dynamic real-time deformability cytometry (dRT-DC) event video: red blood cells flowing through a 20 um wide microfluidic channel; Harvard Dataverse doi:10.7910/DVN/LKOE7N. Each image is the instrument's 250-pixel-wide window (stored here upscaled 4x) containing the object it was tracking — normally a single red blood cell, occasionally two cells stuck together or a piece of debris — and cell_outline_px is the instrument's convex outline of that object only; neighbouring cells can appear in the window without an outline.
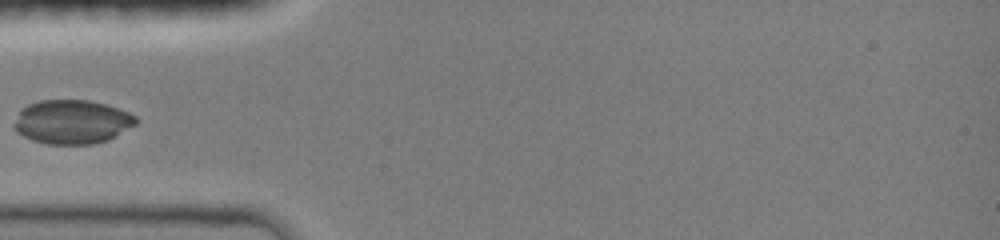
{"species": "common noctule bat (a hibernating species)", "species_latin": "Nyctalus noctula", "temperature_condition": "room temperature", "stored_images_in_passage": 16, "camera_frame_rate_fps": 3000, "um_per_image_px": 0.085, "animal": {"sex": "female", "body_mass_g": 19.0, "forearm_length_mm": 51.5}, "frame": {"image": 1, "passage_image": 1, "time_ms": 0.0, "image_size_px": [1000, 240], "cell_outline_px": [[136, 124], [116, 136], [108, 140], [92, 144], [48, 144], [32, 140], [16, 132], [12, 128], [12, 124], [20, 108], [28, 104], [40, 100], [88, 100], [104, 104], [128, 112], [136, 116]], "centroid_in_image_um": [6.07, 10.36], "position_along_channel_um": 78.9, "area_um2": 31.39}}
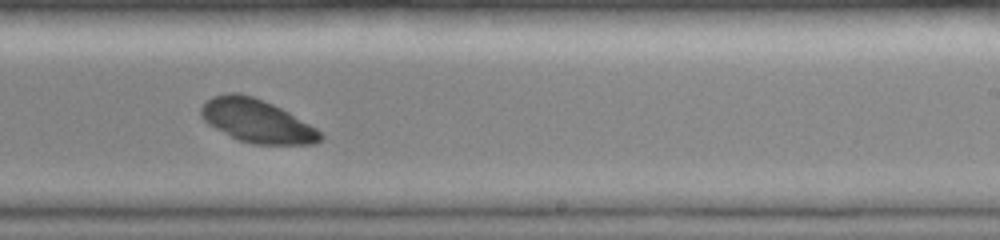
{"frame": {"image": 2, "passage_image": 9, "time_ms": 4.667, "image_size_px": [1000, 240], "cell_outline_px": [[324, 136], [320, 140], [312, 144], [252, 144], [240, 140], [208, 124], [200, 116], [200, 108], [212, 96], [228, 92], [236, 92], [252, 96], [272, 104], [288, 112], [316, 128]], "centroid_in_image_um": [21.81, 10.27], "position_along_channel_um": 267.2, "area_um2": 29.65}}
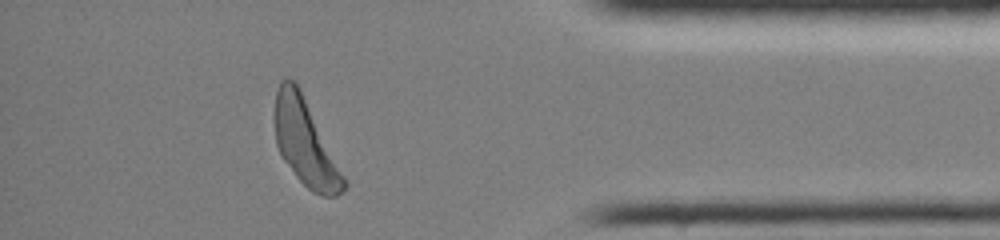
{"frame": {"image": 3, "passage_image": 15, "time_ms": 8.667, "image_size_px": [1000, 240], "cell_outline_px": [[348, 188], [344, 192], [336, 196], [320, 196], [312, 192], [296, 176], [284, 160], [276, 144], [276, 92], [280, 80], [284, 76], [288, 76], [300, 88], [348, 184]], "centroid_in_image_um": [25.96, 12.15], "position_along_channel_um": 409.2, "area_um2": 33.99}}